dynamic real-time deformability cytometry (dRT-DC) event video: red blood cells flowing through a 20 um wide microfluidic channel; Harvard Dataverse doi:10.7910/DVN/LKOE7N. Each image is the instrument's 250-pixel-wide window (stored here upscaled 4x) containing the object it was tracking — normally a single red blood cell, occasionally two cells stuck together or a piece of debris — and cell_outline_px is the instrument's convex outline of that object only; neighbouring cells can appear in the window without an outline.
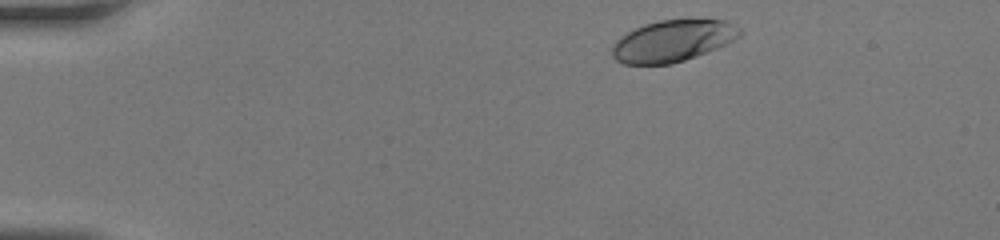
{"species": "human", "species_latin": "Homo sapiens", "temperature_condition": "room temperature", "stored_images_in_passage": 39, "camera_frame_rate_fps": 3000, "um_per_image_px": 0.085, "donor": {"sex": "female"}, "frame": {"image": 1, "passage_image": 2, "time_ms": 0.333, "image_size_px": [1000, 240], "cell_outline_px": [[744, 32], [736, 40], [696, 56], [672, 64], [624, 64], [616, 60], [612, 56], [612, 48], [616, 40], [620, 36], [644, 24], [660, 20], [724, 20], [740, 28]], "centroid_in_image_um": [57.19, 3.48], "position_along_channel_um": 27.8, "area_um2": 30.81}}
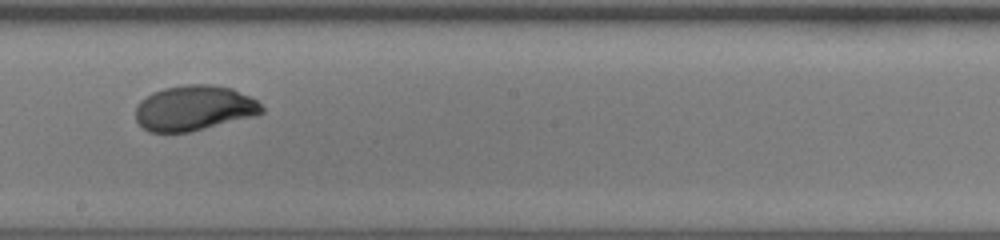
{"frame": {"image": 2, "passage_image": 21, "time_ms": 6.667, "image_size_px": [1000, 240], "cell_outline_px": [[264, 112], [252, 116], [188, 132], [148, 132], [136, 120], [136, 104], [140, 100], [152, 92], [164, 88], [184, 84], [212, 84], [232, 88], [256, 100], [264, 108]], "centroid_in_image_um": [16.46, 9.17], "position_along_channel_um": 231.7, "area_um2": 33.06}}
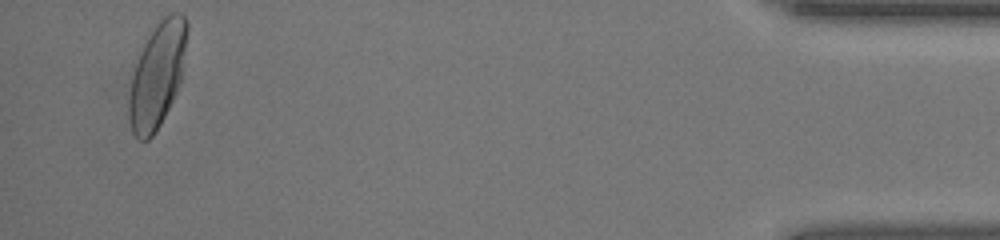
{"frame": {"image": 3, "passage_image": 38, "time_ms": 12.333, "image_size_px": [1000, 240], "cell_outline_px": [[188, 28], [180, 80], [176, 92], [160, 124], [152, 136], [148, 140], [136, 140], [132, 132], [128, 120], [128, 96], [132, 76], [140, 52], [148, 36], [156, 24], [164, 16], [172, 12], [180, 12], [188, 20]], "centroid_in_image_um": [13.34, 6.38], "position_along_channel_um": 421.9, "area_um2": 35.26}}